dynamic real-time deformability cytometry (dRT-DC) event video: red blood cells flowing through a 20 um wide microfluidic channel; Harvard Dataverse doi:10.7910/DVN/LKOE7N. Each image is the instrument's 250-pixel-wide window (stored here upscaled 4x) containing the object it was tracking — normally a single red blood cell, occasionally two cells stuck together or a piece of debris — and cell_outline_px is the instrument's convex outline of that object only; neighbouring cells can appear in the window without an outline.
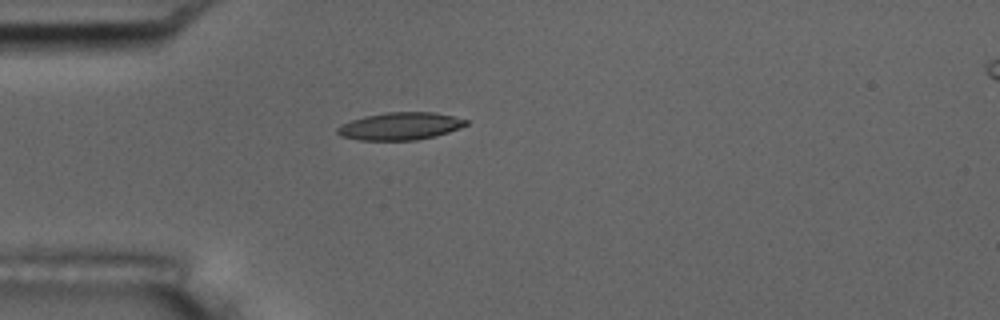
{"species": "common noctule bat (a hibernating species)", "species_latin": "Nyctalus noctula", "temperature_condition": "room temperature", "stored_images_in_passage": 41, "camera_frame_rate_fps": 3000, "um_per_image_px": 0.085, "animal": {"sex": "male", "body_mass_g": 17.5, "forearm_length_mm": 52.3}, "frame": {"image": 1, "passage_image": 1, "time_ms": 0.0, "image_size_px": [1000, 320], "cell_outline_px": [[468, 124], [460, 128], [436, 136], [416, 140], [360, 140], [340, 136], [336, 132], [336, 128], [352, 120], [364, 116], [388, 112], [432, 112], [452, 116], [468, 120]], "centroid_in_image_um": [34.02, 10.73], "position_along_channel_um": 51.0, "area_um2": 20.52}}
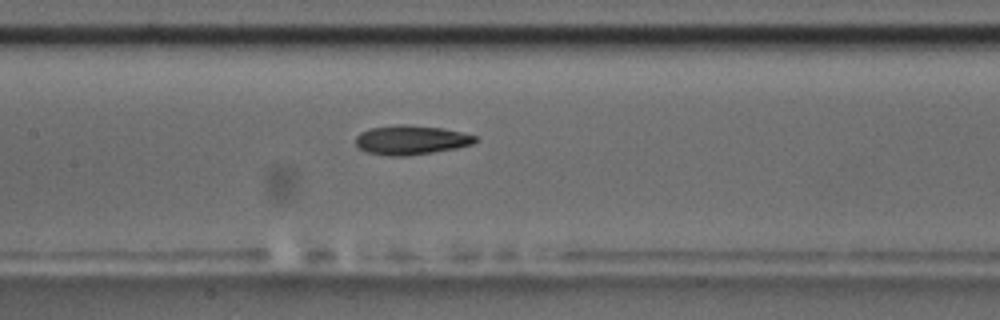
{"frame": {"image": 2, "passage_image": 12, "time_ms": 3.667, "image_size_px": [1000, 320], "cell_outline_px": [[476, 140], [472, 144], [456, 148], [408, 156], [388, 156], [364, 152], [356, 148], [356, 136], [360, 132], [368, 128], [396, 124], [408, 124], [444, 128], [476, 136]], "centroid_in_image_um": [34.86, 11.89], "position_along_channel_um": 172.5, "area_um2": 20.69}, "authors_computed_cell_mechanics": {"area_um2": 20.4612, "velocity_mm_per_s": 3.5929, "shape_relaxation_time_tau1_ms": 4.3778, "shape_relaxation_time_tau2_ms": 7.8829, "deformation_change_tau1": 0.1394, "deformation_change_tau2": 0.1594}}